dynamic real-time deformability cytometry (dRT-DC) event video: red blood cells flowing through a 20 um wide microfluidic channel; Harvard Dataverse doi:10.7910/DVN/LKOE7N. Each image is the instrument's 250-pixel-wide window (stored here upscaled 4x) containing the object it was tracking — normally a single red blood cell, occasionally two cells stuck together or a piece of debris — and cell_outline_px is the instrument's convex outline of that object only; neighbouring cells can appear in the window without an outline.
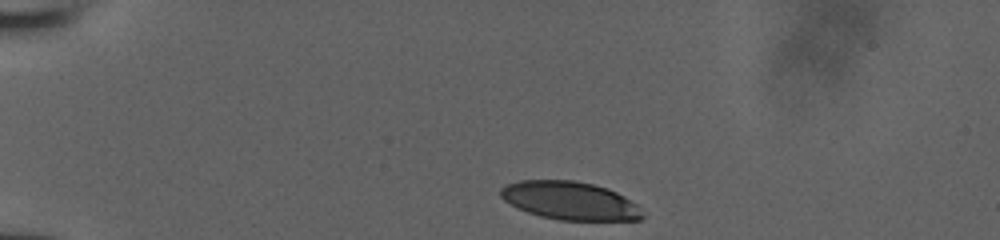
{"species": "human", "species_latin": "Homo sapiens", "temperature_condition": "room temperature", "stored_images_in_passage": 34, "camera_frame_rate_fps": 3000, "um_per_image_px": 0.085, "donor": {"sex": "male"}, "frame": {"image": 1, "passage_image": 1, "time_ms": 0.0, "image_size_px": [1000, 240], "cell_outline_px": [[644, 216], [640, 220], [560, 220], [540, 216], [528, 212], [504, 200], [500, 196], [500, 188], [508, 184], [520, 180], [576, 180], [608, 188], [624, 196], [636, 204]], "centroid_in_image_um": [48.45, 17.05], "position_along_channel_um": 36.6, "area_um2": 31.39}}
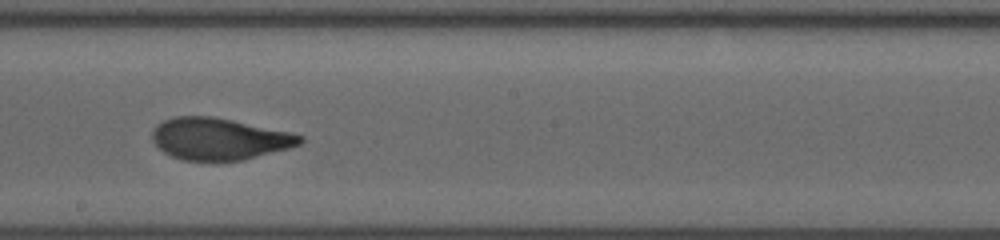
{"frame": {"image": 2, "passage_image": 20, "time_ms": 6.333, "image_size_px": [1000, 240], "cell_outline_px": [[304, 140], [300, 144], [288, 148], [244, 160], [184, 160], [172, 156], [164, 152], [152, 140], [152, 132], [156, 124], [172, 116], [212, 116], [292, 132], [304, 136]], "centroid_in_image_um": [18.63, 11.79], "position_along_channel_um": 229.6, "area_um2": 35.95}}
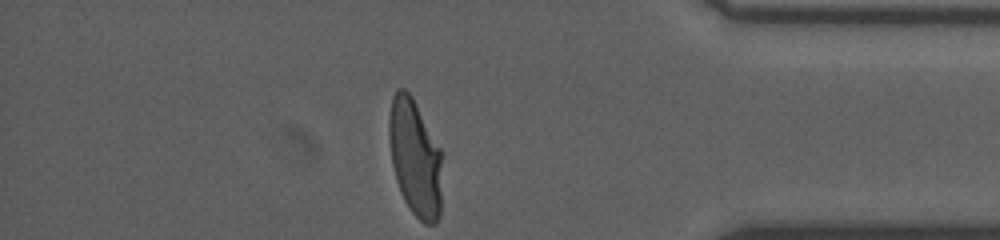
{"frame": {"image": 3, "passage_image": 34, "time_ms": 11.0, "image_size_px": [1000, 240], "cell_outline_px": [[444, 152], [440, 216], [436, 224], [424, 224], [412, 212], [404, 200], [400, 192], [396, 180], [392, 164], [388, 140], [388, 116], [392, 96], [396, 88], [404, 88], [412, 96]], "centroid_in_image_um": [35.31, 13.4], "position_along_channel_um": 399.9, "area_um2": 37.51}}